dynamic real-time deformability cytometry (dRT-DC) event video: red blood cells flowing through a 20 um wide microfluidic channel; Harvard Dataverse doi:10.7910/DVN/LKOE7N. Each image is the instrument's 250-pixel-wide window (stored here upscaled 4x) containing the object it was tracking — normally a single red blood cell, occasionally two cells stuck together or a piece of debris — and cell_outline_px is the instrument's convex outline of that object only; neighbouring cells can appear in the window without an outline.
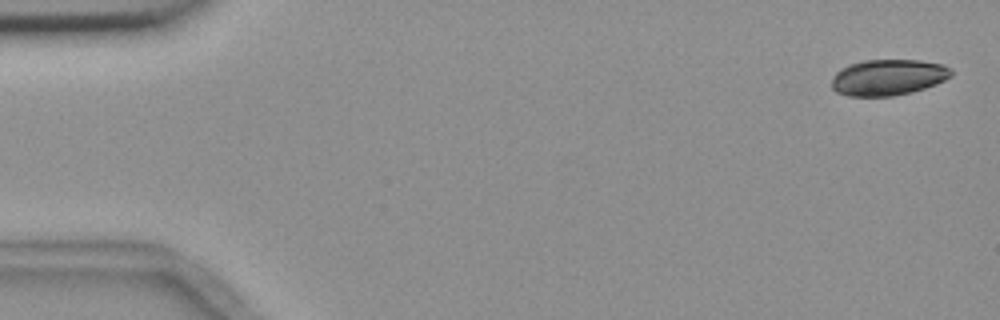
{"species": "common noctule bat (a hibernating species)", "species_latin": "Nyctalus noctula", "temperature_condition": "room temperature", "stored_images_in_passage": 56, "camera_frame_rate_fps": 3000, "um_per_image_px": 0.085, "animal": {"sex": "female", "body_mass_g": 18.4}, "frame": {"image": 1, "passage_image": 2, "time_ms": 0.333, "image_size_px": [1000, 320], "cell_outline_px": [[952, 76], [936, 84], [912, 92], [892, 96], [848, 96], [836, 92], [832, 88], [832, 76], [840, 68], [848, 64], [864, 60], [920, 60], [944, 64], [952, 68]], "centroid_in_image_um": [75.49, 6.57], "position_along_channel_um": 9.5, "area_um2": 25.37}}
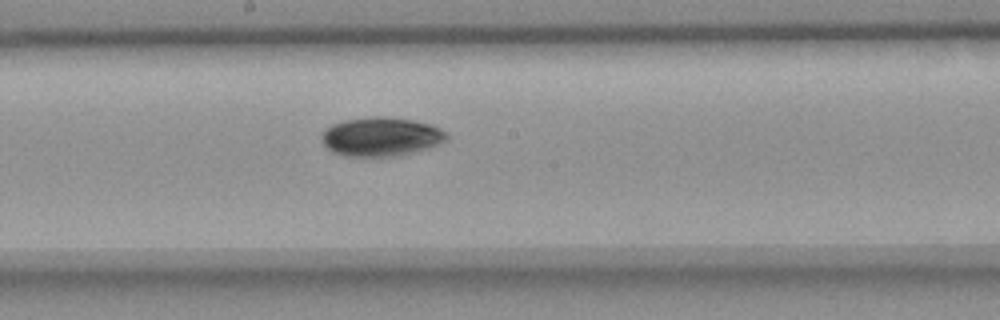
{"frame": {"image": 2, "passage_image": 30, "time_ms": 9.667, "image_size_px": [1000, 320], "cell_outline_px": [[448, 136], [444, 140], [428, 148], [396, 156], [344, 156], [332, 152], [320, 140], [320, 136], [332, 124], [344, 120], [372, 116], [388, 116], [412, 120], [432, 124], [440, 128]], "centroid_in_image_um": [32.35, 11.61], "position_along_channel_um": 215.8, "area_um2": 28.26}}
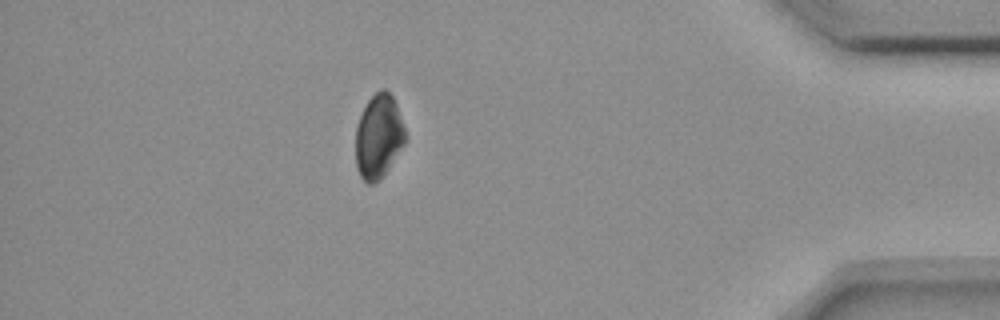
{"frame": {"image": 3, "passage_image": 49, "time_ms": 16.0, "image_size_px": [1000, 320], "cell_outline_px": [[408, 140], [380, 180], [372, 184], [368, 184], [360, 176], [356, 168], [356, 128], [360, 116], [368, 100], [376, 92], [384, 88], [392, 96], [396, 104], [408, 136]], "centroid_in_image_um": [32.2, 11.62], "position_along_channel_um": 403.0, "area_um2": 24.45}, "authors_computed_cell_mechanics": {"area_um2": 25.9522, "velocity_mm_per_s": 3.6459, "shape_relaxation_time_tau1_ms": 2.2662, "shape_relaxation_time_tau2_ms": null, "deformation_change_tau1": 0.0884, "deformation_change_tau2": null}}